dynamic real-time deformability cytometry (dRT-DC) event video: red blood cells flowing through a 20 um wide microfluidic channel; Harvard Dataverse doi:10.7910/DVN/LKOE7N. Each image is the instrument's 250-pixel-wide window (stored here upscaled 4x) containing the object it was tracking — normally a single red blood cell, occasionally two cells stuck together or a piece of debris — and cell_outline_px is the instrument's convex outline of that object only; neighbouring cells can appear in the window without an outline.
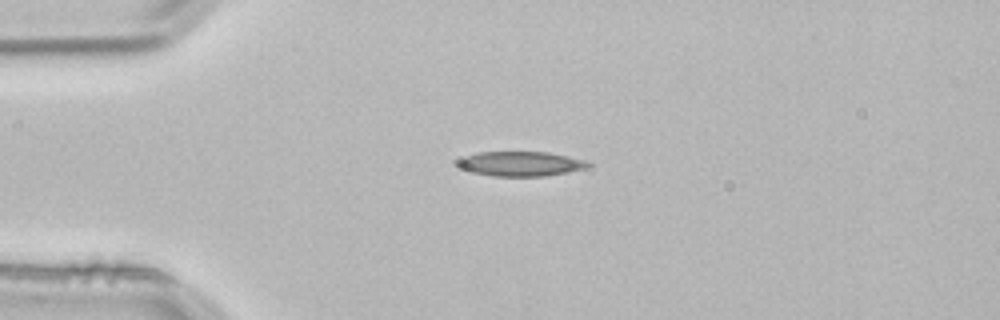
{"species": "common noctule bat (a hibernating species)", "species_latin": "Nyctalus noctula", "temperature_condition": "room temperature", "stored_images_in_passage": 1, "camera_frame_rate_fps": 3000, "um_per_image_px": 0.085, "animal": {"sex": "male", "body_mass_g": 21.5, "forearm_length_mm": 52.0}, "frame": {"image": 1, "passage_image": 1, "time_ms": 0.0, "image_size_px": [1000, 320], "cell_outline_px": [[592, 164], [588, 168], [568, 172], [544, 176], [492, 176], [472, 172], [460, 168], [456, 164], [456, 160], [464, 156], [476, 152], [548, 152], [588, 160]], "centroid_in_image_um": [44.26, 13.92], "position_along_channel_um": 40.7, "area_um2": 19.02}}